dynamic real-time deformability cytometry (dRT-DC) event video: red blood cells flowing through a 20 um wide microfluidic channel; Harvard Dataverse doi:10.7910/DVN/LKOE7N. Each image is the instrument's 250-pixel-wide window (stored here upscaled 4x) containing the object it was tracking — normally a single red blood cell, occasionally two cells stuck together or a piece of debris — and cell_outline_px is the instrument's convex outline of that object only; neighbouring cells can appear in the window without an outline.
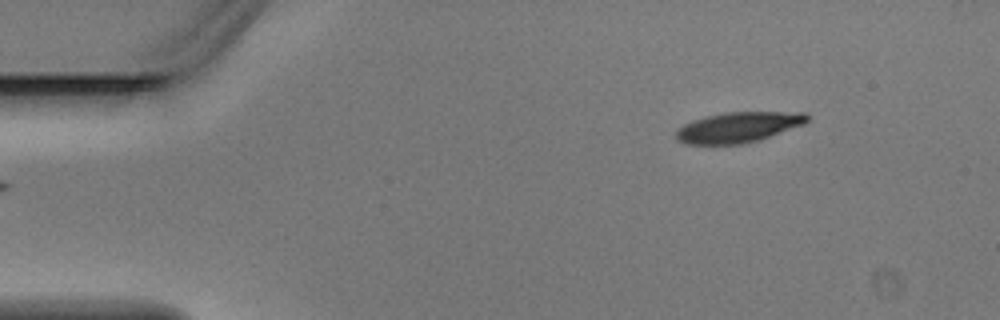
{"species": "Egyptian fruit bat (a non-hibernating species)", "species_latin": "Rousettus aegyptiacus", "temperature_condition": "warm", "stored_images_in_passage": 2, "camera_frame_rate_fps": 3000, "um_per_image_px": 0.085, "animal": {"sex": "male"}, "frame": {"image": 1, "passage_image": 2, "time_ms": 0.333, "image_size_px": [1000, 320], "cell_outline_px": [[808, 120], [804, 124], [756, 140], [740, 144], [684, 144], [676, 140], [676, 132], [684, 124], [692, 120], [704, 116], [724, 112], [804, 112], [808, 116]], "centroid_in_image_um": [62.71, 10.8], "position_along_channel_um": 22.3, "area_um2": 23.0}}